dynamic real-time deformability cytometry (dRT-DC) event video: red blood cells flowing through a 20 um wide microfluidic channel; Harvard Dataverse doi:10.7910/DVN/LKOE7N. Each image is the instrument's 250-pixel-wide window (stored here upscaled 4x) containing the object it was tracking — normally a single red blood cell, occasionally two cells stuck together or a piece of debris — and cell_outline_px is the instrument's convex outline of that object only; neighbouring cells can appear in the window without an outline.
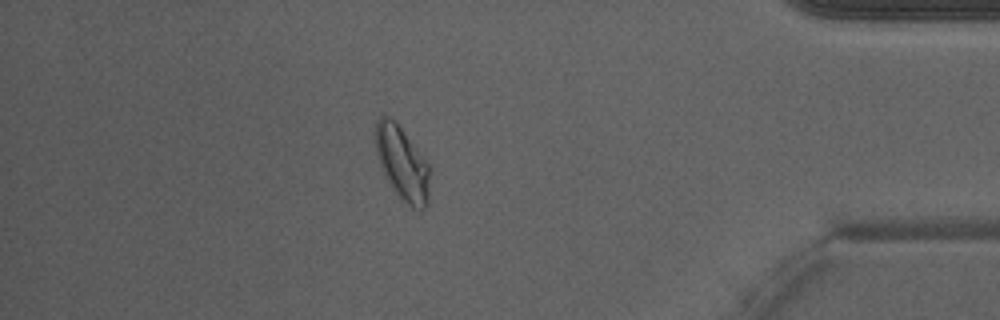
{"species": "Egyptian fruit bat (a non-hibernating species)", "species_latin": "Rousettus aegyptiacus", "temperature_condition": "warm", "stored_images_in_passage": 45, "camera_frame_rate_fps": 3000, "um_per_image_px": 0.085, "animal": {"sex": "male"}, "frame": {"image": 1, "passage_image": 39, "time_ms": 12.667, "image_size_px": [1000, 320], "cell_outline_px": [[432, 168], [428, 204], [420, 212], [412, 208], [392, 188], [380, 164], [376, 152], [372, 132], [376, 120], [380, 116], [388, 116], [396, 120]], "centroid_in_image_um": [34.2, 13.84], "position_along_channel_um": 401.0, "area_um2": 24.04}, "authors_computed_cell_mechanics": {"area_um2": 21.964, "velocity_mm_per_s": 4.2245, "shape_relaxation_time_tau1_ms": 6.695, "shape_relaxation_time_tau2_ms": 2.6258, "deformation_change_tau1": 0.1749, "deformation_change_tau2": 0.0531}}